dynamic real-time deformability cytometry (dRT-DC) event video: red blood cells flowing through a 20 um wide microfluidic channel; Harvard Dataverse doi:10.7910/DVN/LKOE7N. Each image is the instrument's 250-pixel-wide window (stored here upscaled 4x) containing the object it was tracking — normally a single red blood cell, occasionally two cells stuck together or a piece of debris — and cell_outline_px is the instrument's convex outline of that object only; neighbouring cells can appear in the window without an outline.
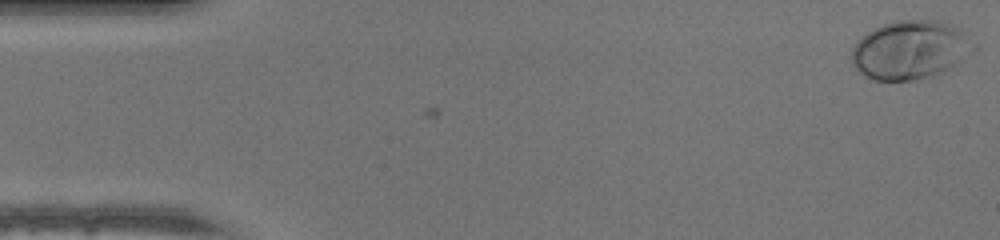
{"species": "human", "species_latin": "Homo sapiens", "temperature_condition": "warm", "stored_images_in_passage": 49, "camera_frame_rate_fps": 3000, "um_per_image_px": 0.085, "donor": {"sex": "male"}, "frame": {"image": 1, "passage_image": 1, "time_ms": 0.0, "image_size_px": [1000, 240], "cell_outline_px": [[980, 48], [976, 52], [956, 64], [932, 76], [916, 80], [872, 80], [864, 76], [852, 64], [852, 48], [856, 40], [880, 24], [896, 20], [940, 20], [956, 24]], "centroid_in_image_um": [77.42, 4.22], "position_along_channel_um": 7.6, "area_um2": 42.48}}
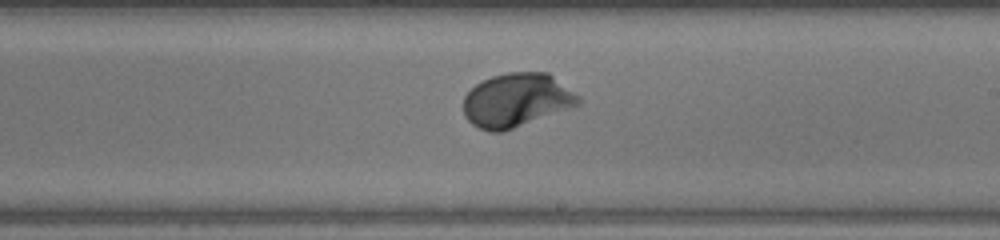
{"frame": {"image": 2, "passage_image": 28, "time_ms": 9.0, "image_size_px": [1000, 240], "cell_outline_px": [[580, 104], [504, 132], [488, 132], [472, 124], [464, 116], [464, 96], [476, 84], [492, 76], [508, 72], [548, 72], [580, 96]], "centroid_in_image_um": [43.9, 8.52], "position_along_channel_um": 245.1, "area_um2": 35.95}}
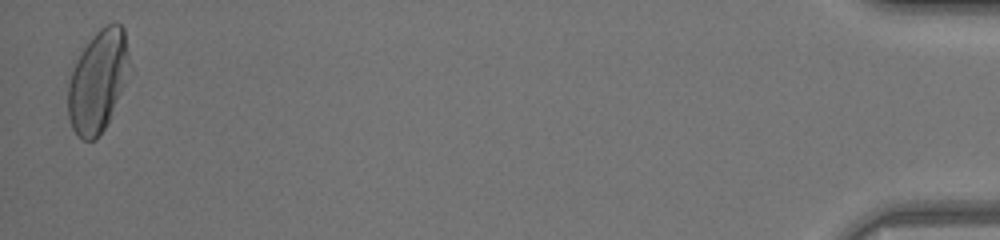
{"frame": {"image": 3, "passage_image": 48, "time_ms": 15.667, "image_size_px": [1000, 240], "cell_outline_px": [[128, 60], [120, 92], [108, 120], [104, 128], [96, 140], [80, 140], [72, 128], [68, 116], [68, 84], [76, 60], [92, 36], [100, 28], [108, 24], [120, 24], [124, 28], [128, 52]], "centroid_in_image_um": [8.26, 6.92], "position_along_channel_um": 426.9, "area_um2": 35.32}}